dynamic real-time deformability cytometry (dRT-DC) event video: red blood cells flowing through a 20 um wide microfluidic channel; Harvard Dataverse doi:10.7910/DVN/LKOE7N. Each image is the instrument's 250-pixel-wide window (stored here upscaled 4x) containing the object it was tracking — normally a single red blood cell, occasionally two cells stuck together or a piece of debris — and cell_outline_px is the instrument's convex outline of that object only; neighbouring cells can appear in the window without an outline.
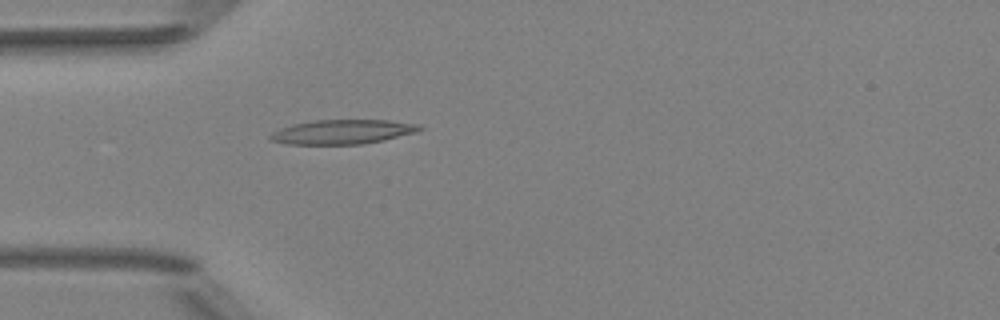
{"species": "Egyptian fruit bat (a non-hibernating species)", "species_latin": "Rousettus aegyptiacus", "temperature_condition": "room temperature", "stored_images_in_passage": 37, "camera_frame_rate_fps": 3000, "um_per_image_px": 0.085, "animal": {"sex": "female"}, "frame": {"image": 1, "passage_image": 1, "time_ms": 0.0, "image_size_px": [1000, 320], "cell_outline_px": [[424, 128], [416, 132], [384, 140], [364, 144], [288, 144], [272, 140], [268, 136], [272, 132], [280, 128], [292, 124], [312, 120], [388, 120], [420, 124]], "centroid_in_image_um": [29.13, 11.2], "position_along_channel_um": 55.9, "area_um2": 21.27}}
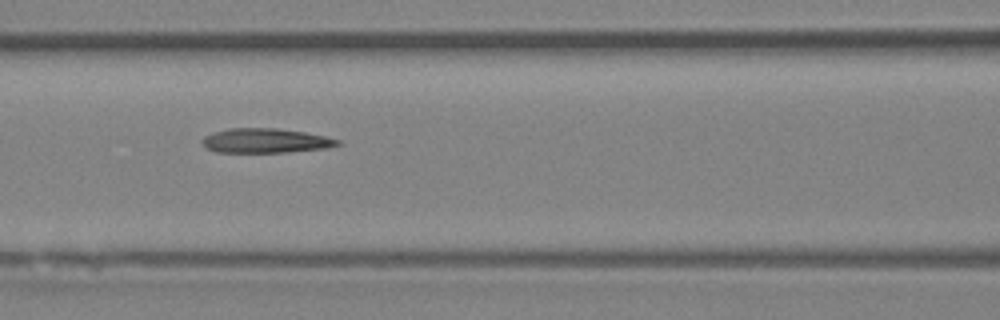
{"frame": {"image": 2, "passage_image": 8, "time_ms": 2.333, "image_size_px": [1000, 320], "cell_outline_px": [[344, 144], [328, 148], [288, 152], [216, 152], [204, 148], [200, 140], [204, 136], [212, 132], [228, 128], [276, 128], [304, 132], [324, 136], [340, 140]], "centroid_in_image_um": [22.55, 11.96], "position_along_channel_um": 144.1, "area_um2": 19.59}}
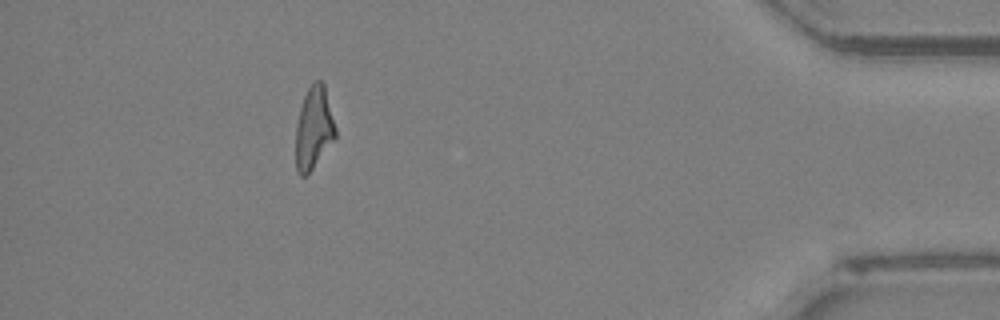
{"frame": {"image": 3, "passage_image": 32, "time_ms": 10.333, "image_size_px": [1000, 320], "cell_outline_px": [[336, 136], [312, 168], [304, 176], [300, 176], [296, 172], [296, 124], [300, 108], [304, 96], [308, 88], [316, 80], [320, 80], [324, 84], [336, 128]], "centroid_in_image_um": [26.66, 10.87], "position_along_channel_um": 408.5, "area_um2": 18.73}, "authors_computed_cell_mechanics": {"area_um2": 19.652, "velocity_mm_per_s": 3.9978, "shape_relaxation_time_tau1_ms": null, "shape_relaxation_time_tau2_ms": 3.381, "deformation_change_tau1": null, "deformation_change_tau2": 0.1478}}